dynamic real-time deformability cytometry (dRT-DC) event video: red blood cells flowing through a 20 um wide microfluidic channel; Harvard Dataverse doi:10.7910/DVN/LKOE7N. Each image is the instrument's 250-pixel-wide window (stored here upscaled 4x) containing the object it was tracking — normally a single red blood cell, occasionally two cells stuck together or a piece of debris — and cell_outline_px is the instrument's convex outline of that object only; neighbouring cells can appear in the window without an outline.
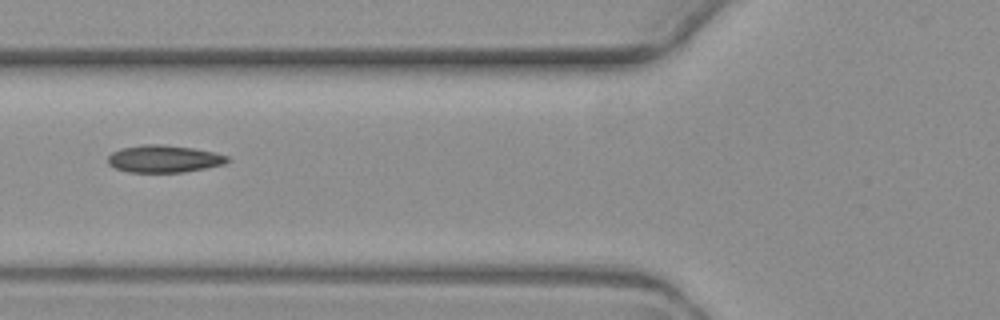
{"species": "common noctule bat (a hibernating species)", "species_latin": "Nyctalus noctula", "temperature_condition": "warm", "stored_images_in_passage": 3, "camera_frame_rate_fps": 3000, "um_per_image_px": 0.085, "animal": {"sex": "female", "body_mass_g": 19.3, "forearm_length_mm": 54.1}, "frame": {"image": 1, "passage_image": 2, "time_ms": 1.0, "image_size_px": [1000, 320], "cell_outline_px": [[228, 160], [224, 164], [184, 172], [128, 172], [116, 168], [108, 164], [108, 156], [112, 152], [120, 148], [144, 144], [160, 144], [192, 148], [212, 152], [228, 156]], "centroid_in_image_um": [13.89, 13.5], "position_along_channel_um": 111.9, "area_um2": 18.84}}
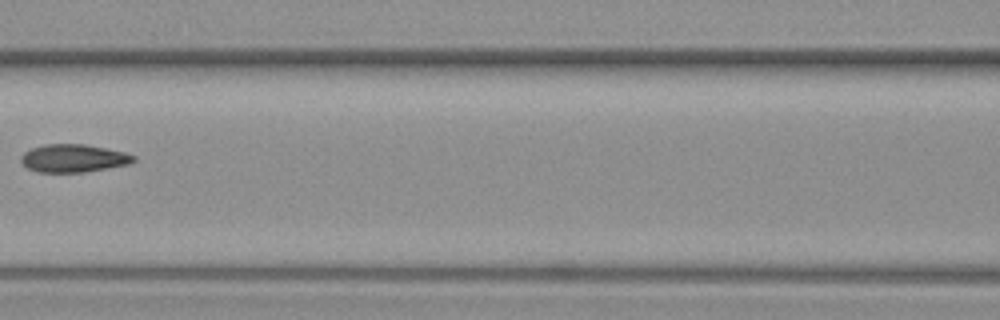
{"frame": {"image": 2, "passage_image": 3, "time_ms": 2.333, "image_size_px": [1000, 320], "cell_outline_px": [[136, 160], [128, 164], [108, 168], [84, 172], [36, 172], [28, 168], [20, 160], [20, 156], [24, 152], [32, 148], [44, 144], [84, 144], [124, 152], [136, 156]], "centroid_in_image_um": [6.23, 13.45], "position_along_channel_um": 160.4, "area_um2": 18.26}}